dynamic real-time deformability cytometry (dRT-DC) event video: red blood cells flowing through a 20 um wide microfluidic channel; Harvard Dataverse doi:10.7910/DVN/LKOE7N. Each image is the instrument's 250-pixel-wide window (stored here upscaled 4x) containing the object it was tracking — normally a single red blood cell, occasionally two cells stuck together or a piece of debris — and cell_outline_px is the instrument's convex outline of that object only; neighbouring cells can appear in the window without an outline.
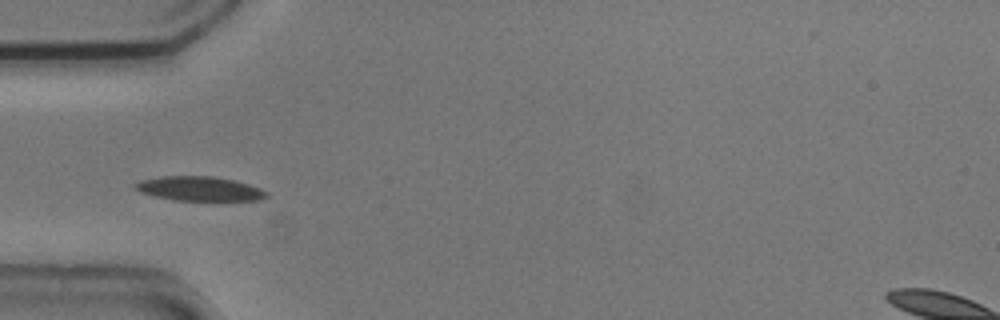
{"species": "common noctule bat (a hibernating species)", "species_latin": "Nyctalus noctula", "temperature_condition": "cold", "stored_images_in_passage": 30, "camera_frame_rate_fps": 3000, "um_per_image_px": 0.085, "animal": {"sex": "male", "body_mass_g": 20.5, "forearm_length_mm": 52.5}, "frame": {"image": 1, "passage_image": 1, "time_ms": 0.0, "image_size_px": [1000, 320], "cell_outline_px": [[268, 196], [260, 200], [220, 204], [172, 200], [140, 192], [132, 184], [140, 180], [160, 176], [212, 176], [232, 180], [248, 184], [260, 188], [268, 192]], "centroid_in_image_um": [17.03, 16.1], "position_along_channel_um": 68.0, "area_um2": 19.83}, "authors_computed_cell_mechanics": {"area_um2": 18.2648, "velocity_mm_per_s": 3.7114, "shape_relaxation_time_tau1_ms": 2.7895, "shape_relaxation_time_tau2_ms": 2.0878, "deformation_change_tau1": 0.0986, "deformation_change_tau2": 0.088}}